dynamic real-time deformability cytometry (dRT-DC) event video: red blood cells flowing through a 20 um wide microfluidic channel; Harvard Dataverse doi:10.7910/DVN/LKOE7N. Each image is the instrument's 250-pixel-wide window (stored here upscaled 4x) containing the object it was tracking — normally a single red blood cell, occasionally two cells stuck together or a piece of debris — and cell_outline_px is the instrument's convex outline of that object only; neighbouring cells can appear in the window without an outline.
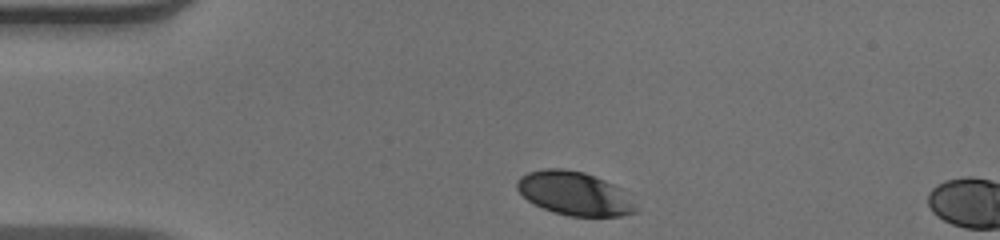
{"species": "human", "species_latin": "Homo sapiens", "temperature_condition": "warm", "stored_images_in_passage": 5, "camera_frame_rate_fps": 3000, "um_per_image_px": 0.085, "donor": {"sex": "male"}, "frame": {"image": 1, "passage_image": 1, "time_ms": 0.0, "image_size_px": [1000, 240], "cell_outline_px": [[636, 212], [620, 216], [568, 216], [544, 208], [528, 200], [516, 188], [516, 180], [520, 176], [528, 172], [544, 168], [564, 168], [584, 172], [604, 180], [620, 188], [636, 208]], "centroid_in_image_um": [48.78, 16.43], "position_along_channel_um": 36.2, "area_um2": 29.77}}